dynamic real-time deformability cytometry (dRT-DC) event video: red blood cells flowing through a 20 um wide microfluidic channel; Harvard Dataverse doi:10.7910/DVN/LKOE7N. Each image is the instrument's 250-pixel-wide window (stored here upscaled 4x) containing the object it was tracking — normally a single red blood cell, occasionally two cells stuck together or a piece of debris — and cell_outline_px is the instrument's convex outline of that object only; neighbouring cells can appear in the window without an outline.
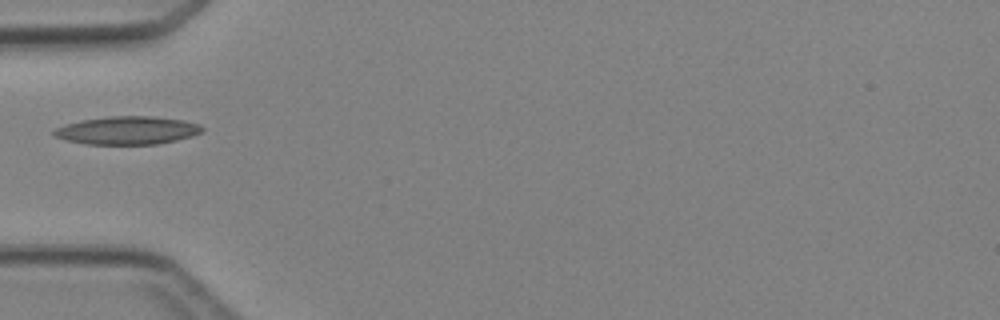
{"species": "Egyptian fruit bat (a non-hibernating species)", "species_latin": "Rousettus aegyptiacus", "temperature_condition": "cold", "stored_images_in_passage": 1, "camera_frame_rate_fps": 3000, "um_per_image_px": 0.085, "animal": {"sex": "female"}, "frame": {"image": 1, "passage_image": 1, "time_ms": 0.0, "image_size_px": [1000, 320], "cell_outline_px": [[204, 128], [200, 132], [192, 136], [176, 140], [156, 144], [84, 144], [64, 140], [52, 136], [52, 132], [56, 128], [64, 124], [84, 120], [108, 116], [152, 116], [184, 120], [200, 124]], "centroid_in_image_um": [10.79, 11.08], "position_along_channel_um": 74.2, "area_um2": 24.33}}